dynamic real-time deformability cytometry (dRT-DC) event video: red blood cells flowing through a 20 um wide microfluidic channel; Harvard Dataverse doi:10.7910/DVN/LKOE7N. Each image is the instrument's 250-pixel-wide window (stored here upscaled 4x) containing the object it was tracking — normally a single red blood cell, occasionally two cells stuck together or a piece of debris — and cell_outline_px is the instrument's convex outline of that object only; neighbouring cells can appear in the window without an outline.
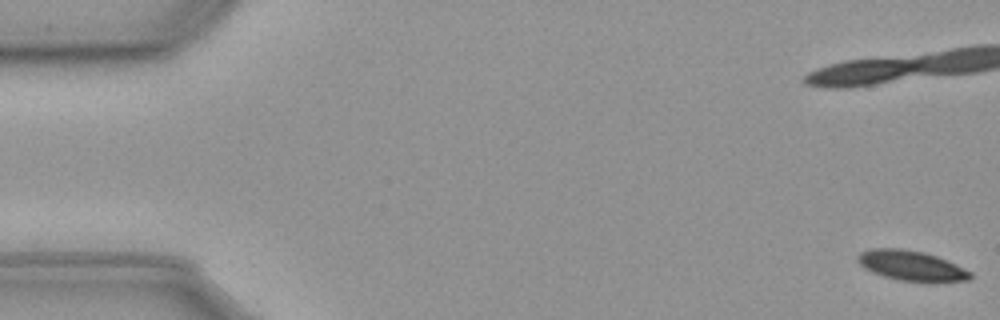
{"species": "common noctule bat (a hibernating species)", "species_latin": "Nyctalus noctula", "temperature_condition": "cold", "stored_images_in_passage": 58, "camera_frame_rate_fps": 3000, "um_per_image_px": 0.085, "animal": {"sex": "male", "body_mass_g": 23.1, "forearm_length_mm": 52.7}, "frame": {"image": 1, "passage_image": 1, "time_ms": 0.0, "image_size_px": [1000, 320], "cell_outline_px": [[972, 280], [936, 284], [928, 284], [900, 280], [884, 276], [872, 272], [864, 268], [856, 260], [856, 256], [860, 252], [872, 248], [900, 248], [924, 252], [936, 256], [956, 264], [972, 272]], "centroid_in_image_um": [77.53, 22.62], "position_along_channel_um": 7.5, "area_um2": 20.46}, "authors_computed_cell_mechanics": {"area_um2": 21.2415, "velocity_mm_per_s": 3.5793, "shape_relaxation_time_tau1_ms": 3.7512, "shape_relaxation_time_tau2_ms": null, "deformation_change_tau1": 0.0921, "deformation_change_tau2": null}}